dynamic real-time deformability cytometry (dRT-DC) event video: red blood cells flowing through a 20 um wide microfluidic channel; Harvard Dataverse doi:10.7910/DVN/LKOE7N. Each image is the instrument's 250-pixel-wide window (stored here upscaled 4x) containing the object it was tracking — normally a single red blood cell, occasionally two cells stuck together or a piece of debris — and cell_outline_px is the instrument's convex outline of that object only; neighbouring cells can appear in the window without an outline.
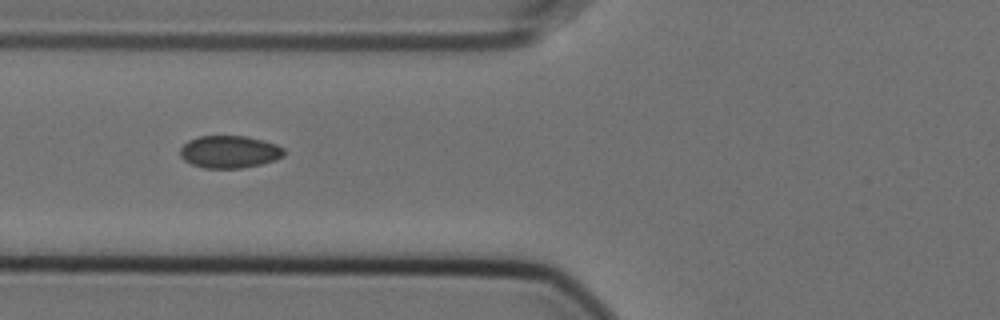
{"species": "Egyptian fruit bat (a non-hibernating species)", "species_latin": "Rousettus aegyptiacus", "temperature_condition": "cold", "stored_images_in_passage": 5, "camera_frame_rate_fps": 3000, "um_per_image_px": 0.085, "animal": {"sex": "female"}, "frame": {"image": 1, "passage_image": 5, "time_ms": 1.333, "image_size_px": [1000, 320], "cell_outline_px": [[284, 156], [276, 160], [260, 164], [240, 168], [204, 168], [192, 164], [184, 160], [180, 156], [180, 148], [188, 140], [200, 136], [244, 136], [264, 140], [276, 144], [284, 148]], "centroid_in_image_um": [19.51, 12.9], "position_along_channel_um": 106.3, "area_um2": 19.65}}